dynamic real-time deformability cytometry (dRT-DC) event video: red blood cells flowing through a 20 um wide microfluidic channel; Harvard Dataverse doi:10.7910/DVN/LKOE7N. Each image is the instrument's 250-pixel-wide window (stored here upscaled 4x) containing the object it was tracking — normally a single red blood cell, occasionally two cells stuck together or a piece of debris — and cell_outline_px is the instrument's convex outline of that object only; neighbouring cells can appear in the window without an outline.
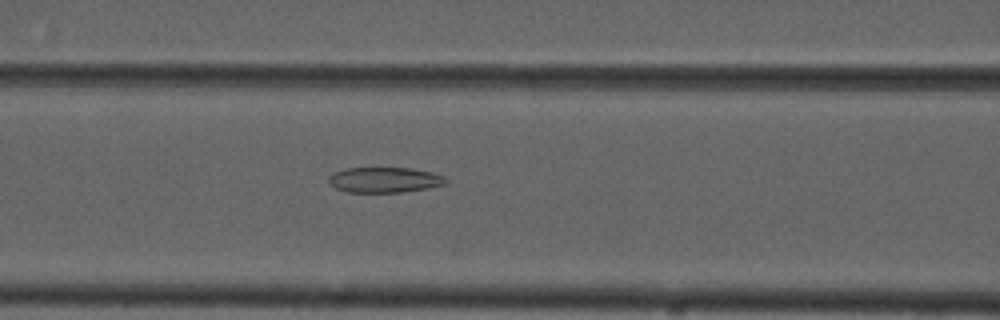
{"species": "common noctule bat (a hibernating species)", "species_latin": "Nyctalus noctula", "temperature_condition": "cold", "stored_images_in_passage": 55, "camera_frame_rate_fps": 3000, "um_per_image_px": 0.085, "animal": {"sex": "male", "forearm_length_mm": 52.5}, "frame": {"image": 1, "passage_image": 23, "time_ms": 7.333, "image_size_px": [1000, 320], "cell_outline_px": [[448, 180], [444, 184], [428, 188], [400, 192], [348, 192], [336, 188], [328, 184], [328, 176], [332, 172], [344, 168], [412, 168], [432, 172], [444, 176]], "centroid_in_image_um": [32.64, 15.28], "position_along_channel_um": 134.0, "area_um2": 17.46}}
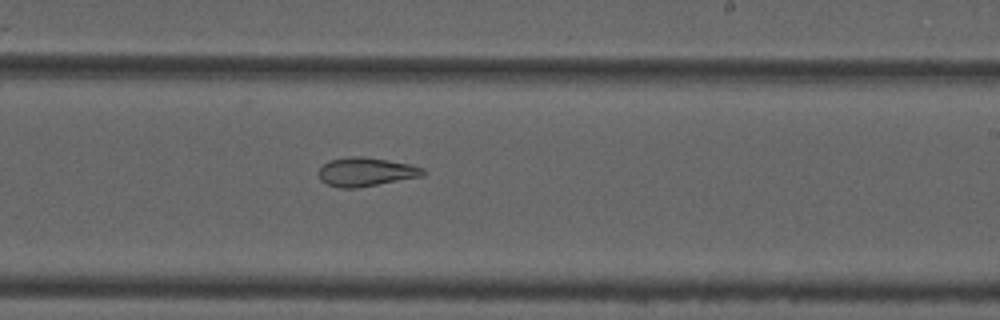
{"frame": {"image": 2, "passage_image": 33, "time_ms": 10.667, "image_size_px": [1000, 320], "cell_outline_px": [[424, 176], [356, 188], [336, 188], [320, 180], [320, 168], [328, 160], [352, 156], [364, 156], [412, 164], [424, 168]], "centroid_in_image_um": [31.12, 14.61], "position_along_channel_um": 257.9, "area_um2": 17.57}}
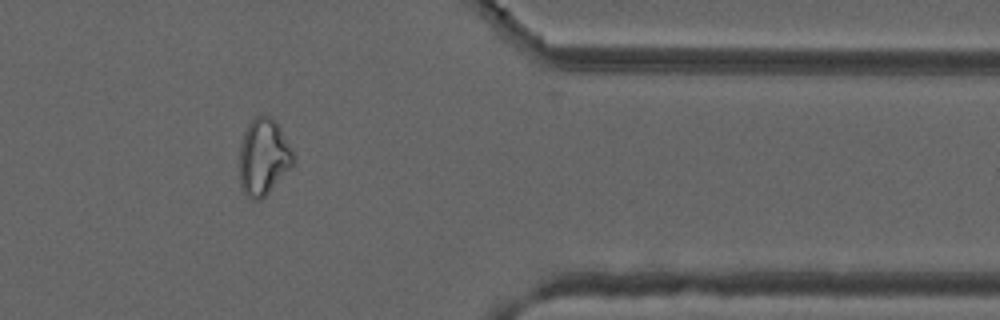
{"frame": {"image": 3, "passage_image": 45, "time_ms": 14.667, "image_size_px": [1000, 320], "cell_outline_px": [[296, 160], [292, 168], [260, 200], [252, 200], [244, 196], [240, 184], [240, 144], [244, 132], [248, 124], [256, 116], [272, 116], [276, 120], [292, 148], [296, 156]], "centroid_in_image_um": [22.42, 13.35], "position_along_channel_um": 389.0, "area_um2": 24.45}, "authors_computed_cell_mechanics": {"area_um2": 23.3512, "velocity_mm_per_s": 3.7259, "shape_relaxation_time_tau1_ms": null, "shape_relaxation_time_tau2_ms": 3.5675, "deformation_change_tau1": null, "deformation_change_tau2": 0.1117}}